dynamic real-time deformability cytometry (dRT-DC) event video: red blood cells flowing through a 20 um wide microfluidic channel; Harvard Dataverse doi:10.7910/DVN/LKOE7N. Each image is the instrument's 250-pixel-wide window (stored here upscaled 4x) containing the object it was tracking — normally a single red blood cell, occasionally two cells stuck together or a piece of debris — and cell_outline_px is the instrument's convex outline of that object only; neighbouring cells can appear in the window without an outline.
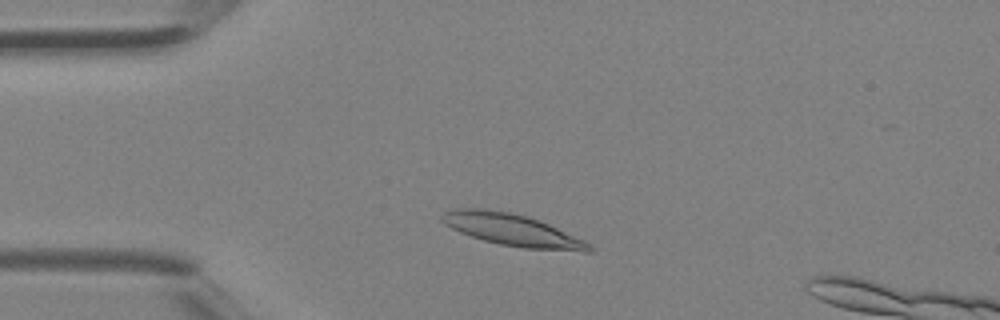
{"species": "Egyptian fruit bat (a non-hibernating species)", "species_latin": "Rousettus aegyptiacus", "temperature_condition": "room temperature", "stored_images_in_passage": 37, "segment_of_instrument_passage": [1, 2], "camera_frame_rate_fps": 3000, "um_per_image_px": 0.085, "animal": {"sex": "female"}, "frame": {"image": 1, "passage_image": 5, "time_ms": 1.333, "image_size_px": [1000, 320], "cell_outline_px": [[592, 252], [584, 252], [524, 248], [500, 244], [484, 240], [460, 232], [444, 224], [440, 220], [440, 216], [444, 212], [452, 208], [484, 208], [508, 212], [524, 216], [548, 224], [584, 240], [592, 248]], "centroid_in_image_um": [43.5, 19.54], "position_along_channel_um": 41.5, "area_um2": 27.11}}
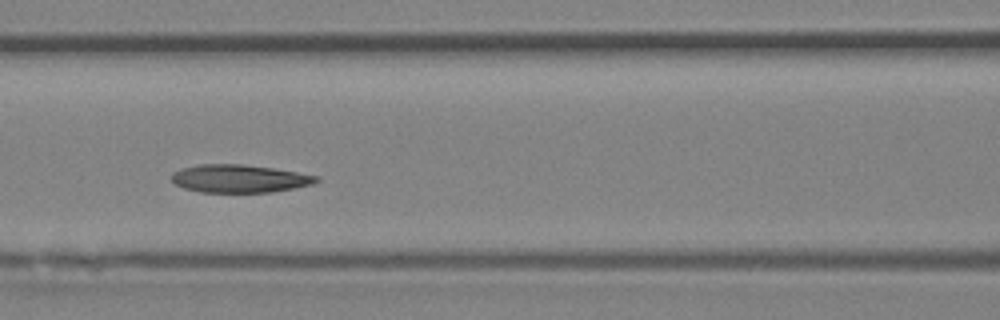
{"frame": {"image": 2, "passage_image": 13, "time_ms": 4.0, "image_size_px": [1000, 320], "cell_outline_px": [[320, 180], [312, 184], [272, 192], [200, 192], [184, 188], [176, 184], [172, 180], [172, 172], [180, 168], [200, 164], [244, 164], [272, 168], [320, 176]], "centroid_in_image_um": [20.33, 15.17], "position_along_channel_um": 146.3, "area_um2": 23.52}}
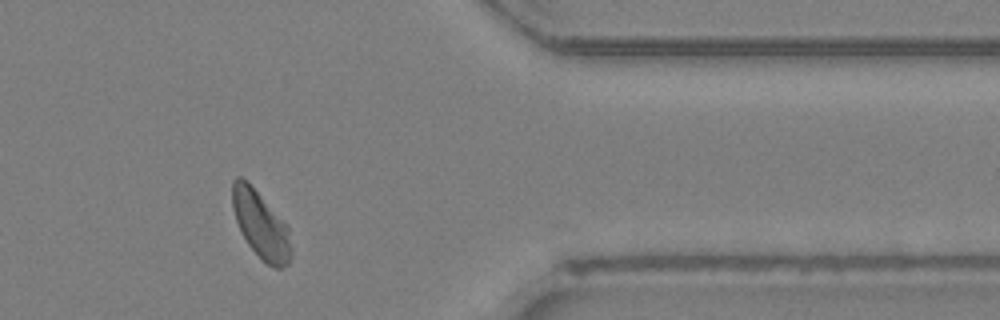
{"frame": {"image": 3, "passage_image": 29, "time_ms": 9.333, "image_size_px": [1000, 320], "cell_outline_px": [[292, 256], [288, 264], [280, 268], [276, 268], [268, 264], [248, 244], [236, 220], [232, 208], [232, 180], [236, 176], [240, 176], [260, 196], [288, 228], [292, 248]], "centroid_in_image_um": [22.16, 19.14], "position_along_channel_um": 389.2, "area_um2": 22.14}}